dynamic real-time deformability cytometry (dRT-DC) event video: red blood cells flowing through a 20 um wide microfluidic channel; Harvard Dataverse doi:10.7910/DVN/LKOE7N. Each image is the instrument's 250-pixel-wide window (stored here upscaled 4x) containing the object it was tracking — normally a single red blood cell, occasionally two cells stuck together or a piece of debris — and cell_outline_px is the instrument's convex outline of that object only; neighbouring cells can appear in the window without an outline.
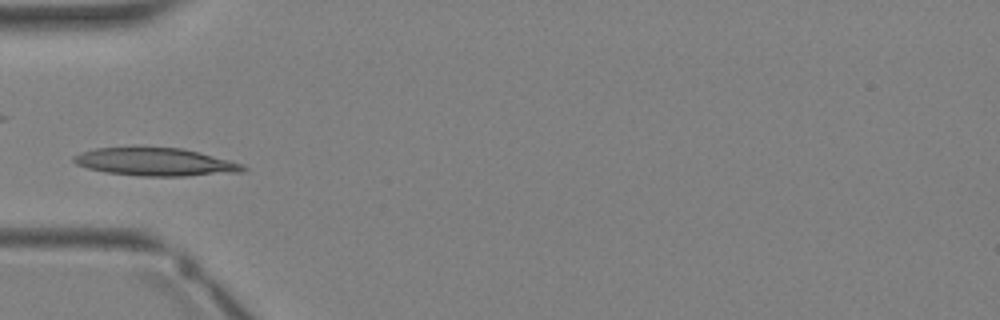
{"species": "Egyptian fruit bat (a non-hibernating species)", "species_latin": "Rousettus aegyptiacus", "temperature_condition": "warm", "stored_images_in_passage": 36, "camera_frame_rate_fps": 3000, "um_per_image_px": 0.085, "animal": {"sex": "female"}, "frame": {"image": 1, "passage_image": 13, "time_ms": 4.0, "image_size_px": [1000, 320], "cell_outline_px": [[248, 168], [244, 172], [184, 176], [140, 176], [104, 172], [88, 168], [76, 164], [72, 160], [72, 156], [80, 152], [96, 148], [184, 148], [232, 160]], "centroid_in_image_um": [13.23, 13.77], "position_along_channel_um": 71.8, "area_um2": 27.57}}
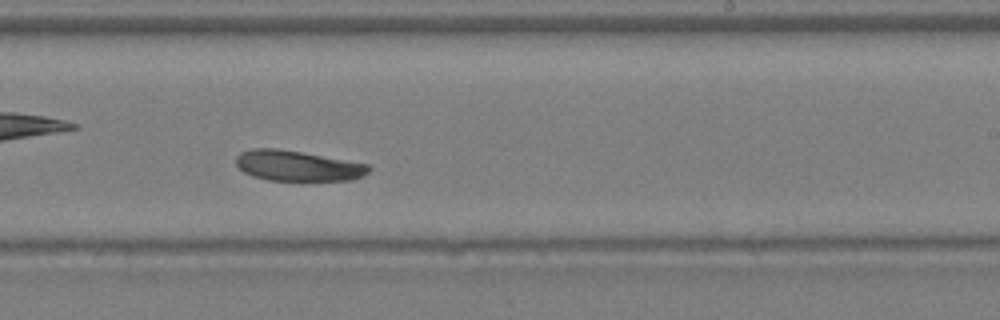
{"frame": {"image": 2, "passage_image": 23, "time_ms": 7.333, "image_size_px": [1000, 320], "cell_outline_px": [[372, 168], [364, 176], [352, 180], [268, 180], [252, 176], [244, 172], [236, 164], [236, 156], [240, 152], [252, 148], [276, 148], [300, 152], [368, 164]], "centroid_in_image_um": [25.28, 14.09], "position_along_channel_um": 263.7, "area_um2": 23.41}}
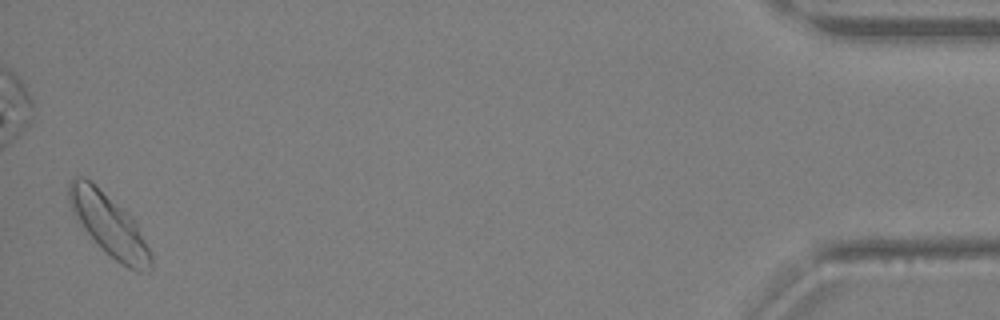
{"frame": {"image": 3, "passage_image": 36, "time_ms": 11.667, "image_size_px": [1000, 320], "cell_outline_px": [[152, 268], [148, 272], [136, 272], [120, 264], [84, 228], [72, 208], [68, 200], [68, 184], [72, 176], [84, 176], [120, 208], [136, 224], [152, 256]], "centroid_in_image_um": [9.27, 19.14], "position_along_channel_um": 425.9, "area_um2": 28.03}}